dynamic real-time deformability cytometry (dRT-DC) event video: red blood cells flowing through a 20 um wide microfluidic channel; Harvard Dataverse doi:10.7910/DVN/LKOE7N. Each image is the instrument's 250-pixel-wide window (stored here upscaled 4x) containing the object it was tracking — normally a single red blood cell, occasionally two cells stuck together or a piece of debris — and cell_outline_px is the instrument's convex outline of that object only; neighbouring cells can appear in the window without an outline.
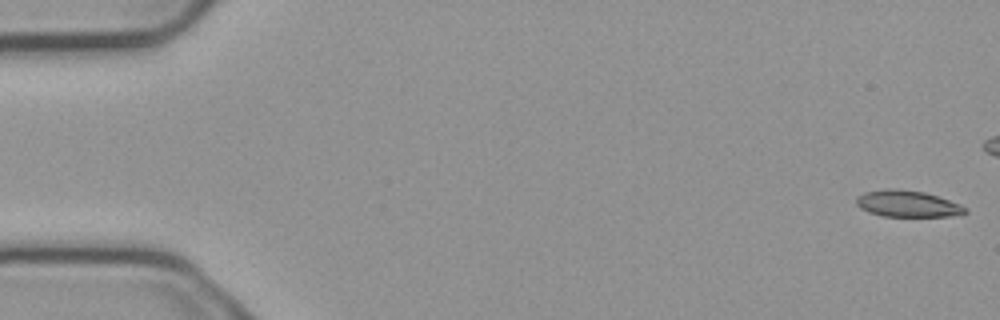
{"species": "common noctule bat (a hibernating species)", "species_latin": "Nyctalus noctula", "temperature_condition": "cold", "stored_images_in_passage": 6, "camera_frame_rate_fps": 3000, "um_per_image_px": 0.085, "animal": {"sex": "male", "body_mass_g": 23.1, "forearm_length_mm": 52.7}, "frame": {"image": 1, "passage_image": 1, "time_ms": 0.0, "image_size_px": [1000, 320], "cell_outline_px": [[968, 212], [948, 216], [884, 216], [868, 212], [860, 208], [856, 204], [856, 196], [864, 192], [884, 188], [892, 188], [924, 192], [960, 204], [968, 208]], "centroid_in_image_um": [77.09, 17.31], "position_along_channel_um": 7.9, "area_um2": 16.76}}
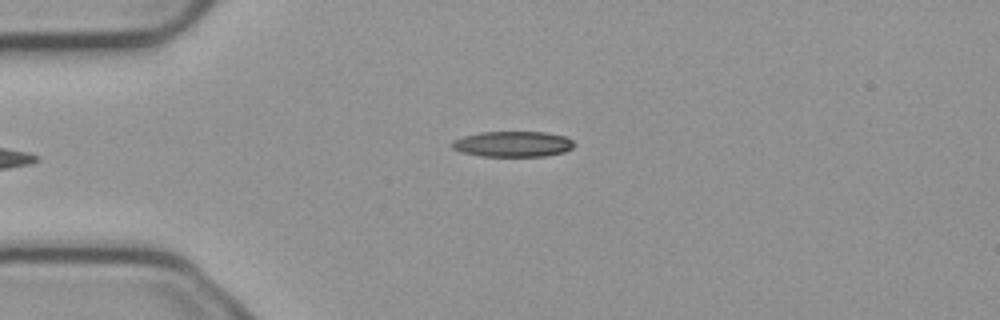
{"frame": {"image": 2, "passage_image": 6, "time_ms": 1.667, "image_size_px": [1000, 320], "cell_outline_px": [[576, 144], [572, 148], [564, 152], [544, 156], [480, 156], [464, 152], [452, 148], [452, 140], [464, 136], [480, 132], [544, 132], [564, 136], [572, 140]], "centroid_in_image_um": [43.61, 12.24], "position_along_channel_um": 41.4, "area_um2": 18.15}}